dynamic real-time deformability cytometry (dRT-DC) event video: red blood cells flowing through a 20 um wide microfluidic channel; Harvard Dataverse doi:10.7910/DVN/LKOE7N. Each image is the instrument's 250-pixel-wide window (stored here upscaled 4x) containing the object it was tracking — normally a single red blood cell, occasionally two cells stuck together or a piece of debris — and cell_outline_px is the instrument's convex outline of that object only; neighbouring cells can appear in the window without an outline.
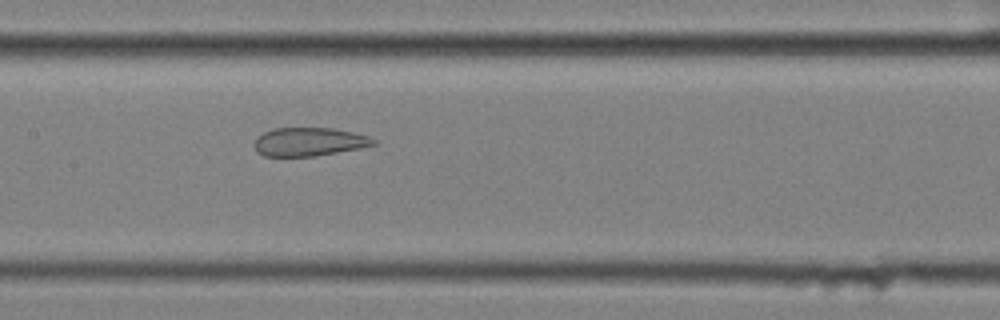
{"species": "common noctule bat (a hibernating species)", "species_latin": "Nyctalus noctula", "temperature_condition": "cold", "stored_images_in_passage": 40, "camera_frame_rate_fps": 3000, "um_per_image_px": 0.085, "animal": {"sex": "female", "body_mass_g": 25.1}, "frame": {"image": 1, "passage_image": 11, "time_ms": 3.333, "image_size_px": [1000, 320], "cell_outline_px": [[376, 144], [360, 148], [312, 156], [264, 156], [256, 152], [252, 144], [264, 132], [272, 128], [336, 128], [368, 136], [376, 140]], "centroid_in_image_um": [26.25, 12.05], "position_along_channel_um": 181.2, "area_um2": 19.71}}
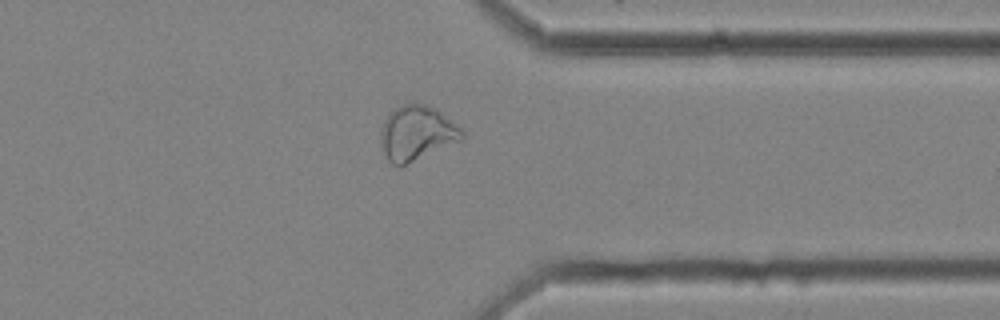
{"frame": {"image": 2, "passage_image": 28, "time_ms": 9.0, "image_size_px": [1000, 320], "cell_outline_px": [[464, 140], [400, 168], [392, 164], [388, 160], [384, 152], [380, 140], [380, 128], [384, 120], [400, 104], [424, 104], [436, 108], [460, 128], [464, 132]], "centroid_in_image_um": [35.43, 11.36], "position_along_channel_um": 376.0, "area_um2": 26.24}}
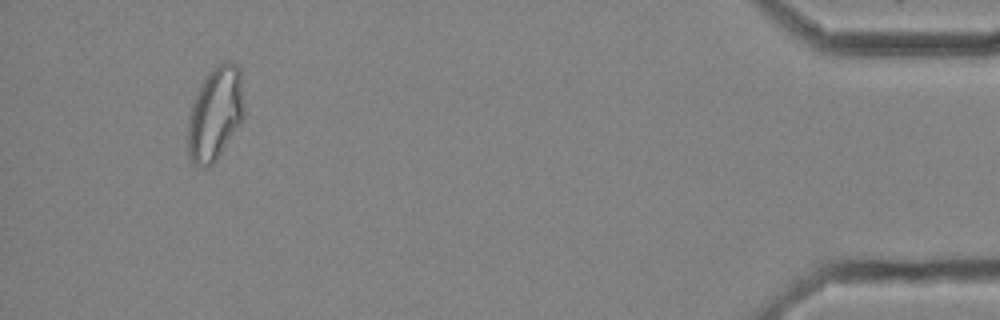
{"frame": {"image": 3, "passage_image": 37, "time_ms": 12.0, "image_size_px": [1000, 320], "cell_outline_px": [[240, 124], [216, 160], [208, 168], [204, 168], [196, 164], [188, 156], [188, 116], [196, 96], [204, 80], [212, 68], [216, 64], [224, 60], [232, 60], [240, 68]], "centroid_in_image_um": [18.24, 9.67], "position_along_channel_um": 417.0, "area_um2": 29.65}, "authors_computed_cell_mechanics": {"area_um2": 22.542, "velocity_mm_per_s": 3.4895, "shape_relaxation_time_tau1_ms": null, "shape_relaxation_time_tau2_ms": 2.01, "deformation_change_tau1": null, "deformation_change_tau2": 0.0932}}